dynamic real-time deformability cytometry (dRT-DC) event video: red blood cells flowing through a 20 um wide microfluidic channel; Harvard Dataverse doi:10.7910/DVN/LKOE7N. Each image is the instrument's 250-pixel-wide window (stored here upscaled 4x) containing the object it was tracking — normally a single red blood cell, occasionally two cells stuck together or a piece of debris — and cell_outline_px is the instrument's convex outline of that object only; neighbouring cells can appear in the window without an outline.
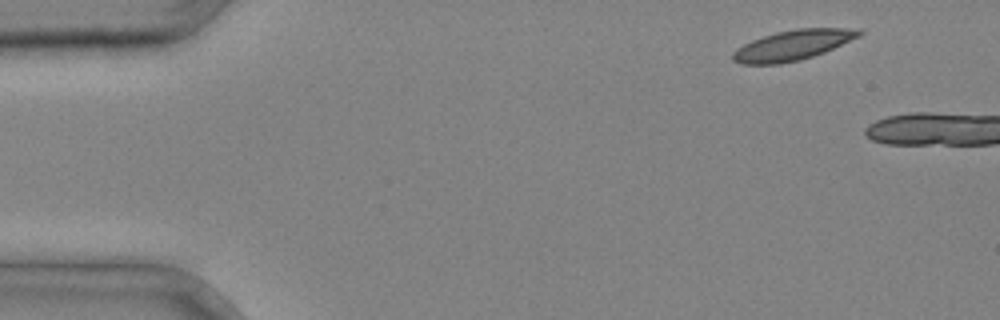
{"species": "common noctule bat (a hibernating species)", "species_latin": "Nyctalus noctula", "temperature_condition": "cold", "stored_images_in_passage": 2, "camera_frame_rate_fps": 3000, "um_per_image_px": 0.085, "animal": {"sex": "male", "body_mass_g": 20.4}, "frame": {"image": 1, "passage_image": 2, "time_ms": 0.333, "image_size_px": [1000, 320], "cell_outline_px": [[864, 32], [860, 36], [824, 52], [800, 60], [780, 64], [740, 64], [732, 60], [732, 52], [736, 48], [752, 40], [776, 32], [796, 28], [860, 28]], "centroid_in_image_um": [67.38, 3.83], "position_along_channel_um": 17.6, "area_um2": 22.25}}